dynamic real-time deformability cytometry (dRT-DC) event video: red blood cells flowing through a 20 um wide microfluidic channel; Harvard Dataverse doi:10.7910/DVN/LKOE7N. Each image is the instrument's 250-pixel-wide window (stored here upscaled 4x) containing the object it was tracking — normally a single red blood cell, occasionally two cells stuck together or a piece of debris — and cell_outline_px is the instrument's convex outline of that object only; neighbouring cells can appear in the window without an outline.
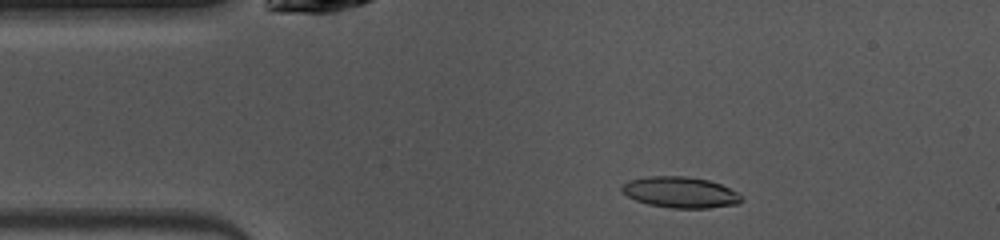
{"species": "common noctule bat (a hibernating species)", "species_latin": "Nyctalus noctula", "temperature_condition": "warm", "stored_images_in_passage": 42, "camera_frame_rate_fps": 3000, "um_per_image_px": 0.085, "animal": {"sex": "female", "body_mass_g": 10.0, "forearm_length_mm": 53.1}, "frame": {"image": 1, "passage_image": 2, "time_ms": 0.333, "image_size_px": [1000, 240], "cell_outline_px": [[744, 200], [736, 204], [708, 208], [672, 208], [648, 204], [636, 200], [620, 192], [620, 188], [628, 180], [648, 176], [684, 176], [708, 180], [720, 184], [740, 192]], "centroid_in_image_um": [57.84, 16.34], "position_along_channel_um": 27.2, "area_um2": 21.73}}
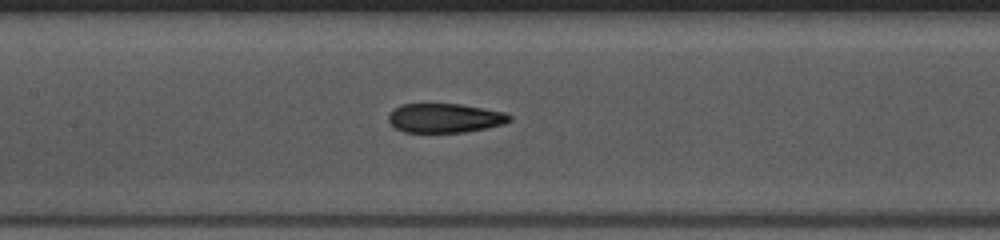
{"frame": {"image": 2, "passage_image": 15, "time_ms": 4.667, "image_size_px": [1000, 240], "cell_outline_px": [[512, 120], [504, 124], [464, 132], [404, 132], [396, 128], [388, 120], [388, 116], [400, 104], [460, 104], [504, 112], [512, 116]], "centroid_in_image_um": [37.83, 10.03], "position_along_channel_um": 169.6, "area_um2": 20.4}}
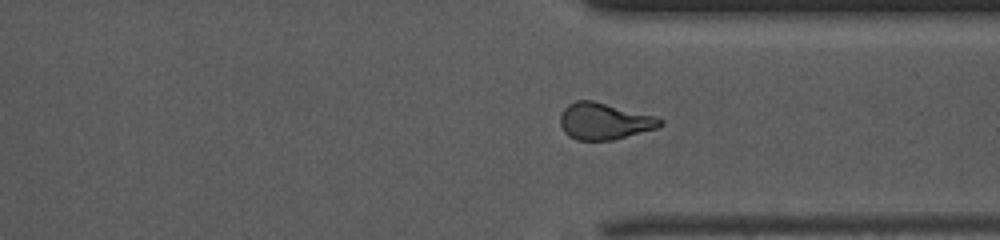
{"frame": {"image": 3, "passage_image": 29, "time_ms": 9.333, "image_size_px": [1000, 240], "cell_outline_px": [[664, 124], [656, 128], [612, 140], [576, 140], [568, 136], [564, 132], [560, 124], [560, 116], [564, 108], [568, 104], [576, 100], [592, 100], [656, 116], [664, 120]], "centroid_in_image_um": [51.35, 10.3], "position_along_channel_um": 360.1, "area_um2": 21.33}, "authors_computed_cell_mechanics": {"area_um2": 21.5305, "velocity_mm_per_s": 4.0982, "shape_relaxation_time_tau1_ms": 6.6398, "shape_relaxation_time_tau2_ms": 2.2624, "deformation_change_tau1": 0.2093, "deformation_change_tau2": 0.09}}